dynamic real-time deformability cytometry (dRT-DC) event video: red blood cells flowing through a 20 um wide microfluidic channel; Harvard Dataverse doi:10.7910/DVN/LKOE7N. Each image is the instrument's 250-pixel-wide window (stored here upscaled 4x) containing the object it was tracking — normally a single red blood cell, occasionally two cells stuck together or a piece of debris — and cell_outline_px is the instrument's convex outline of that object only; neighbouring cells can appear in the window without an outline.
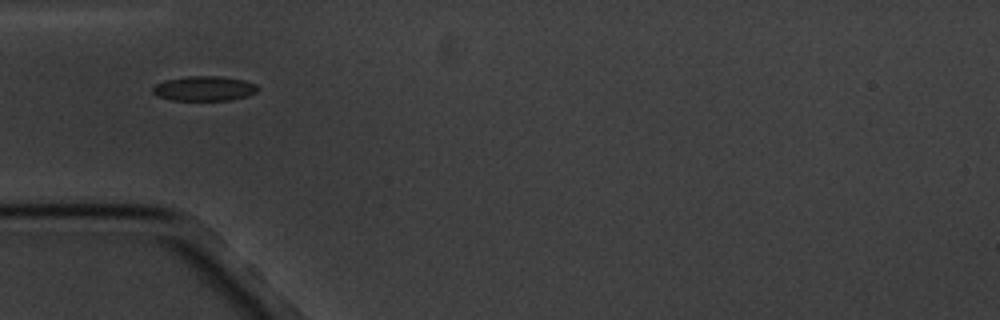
{"species": "common noctule bat (a hibernating species)", "species_latin": "Nyctalus noctula", "temperature_condition": "cold", "stored_images_in_passage": 6, "camera_frame_rate_fps": 3000, "um_per_image_px": 0.085, "animal": {"sex": "male", "body_mass_g": 20.1, "forearm_length_mm": 53.5}, "frame": {"image": 1, "passage_image": 3, "time_ms": 3.0, "image_size_px": [1000, 320], "cell_outline_px": [[260, 88], [256, 92], [248, 96], [232, 100], [172, 100], [156, 96], [152, 92], [152, 88], [156, 84], [164, 80], [188, 76], [224, 76], [244, 80], [256, 84]], "centroid_in_image_um": [17.37, 7.52], "position_along_channel_um": 67.6, "area_um2": 15.37}}
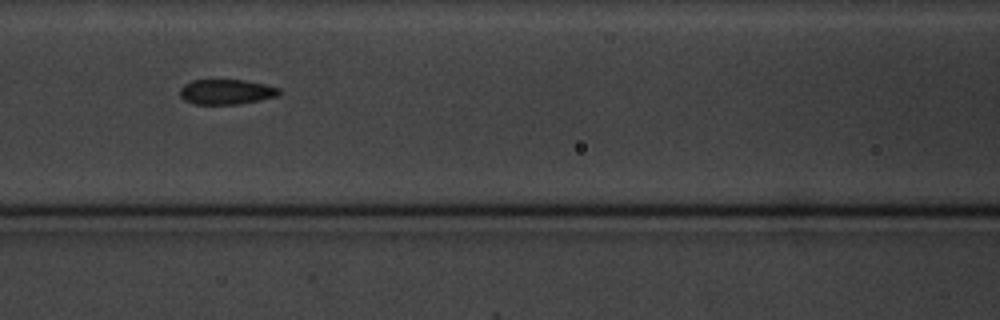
{"frame": {"image": 2, "passage_image": 5, "time_ms": 5.333, "image_size_px": [1000, 320], "cell_outline_px": [[280, 92], [276, 96], [260, 100], [236, 104], [192, 104], [184, 100], [180, 96], [180, 88], [184, 84], [192, 80], [244, 80], [264, 84], [280, 88]], "centroid_in_image_um": [19.2, 7.8], "position_along_channel_um": 147.4, "area_um2": 14.45}}
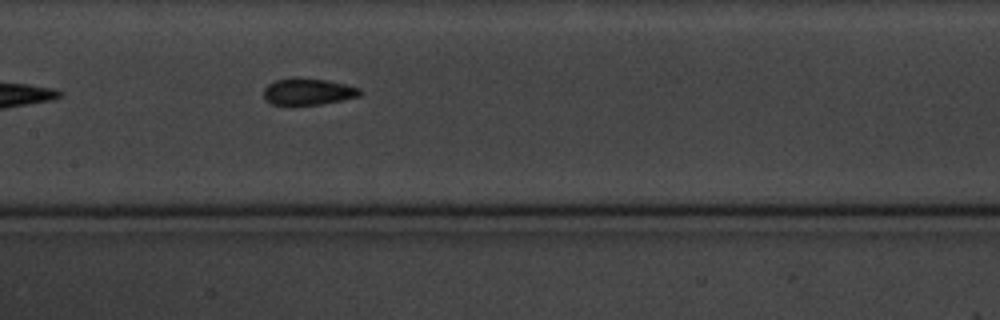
{"frame": {"image": 3, "passage_image": 6, "time_ms": 6.333, "image_size_px": [1000, 320], "cell_outline_px": [[360, 96], [320, 104], [292, 108], [272, 104], [264, 100], [264, 88], [268, 84], [276, 80], [292, 76], [296, 76], [328, 80], [360, 88]], "centroid_in_image_um": [26.09, 7.81], "position_along_channel_um": 181.3, "area_um2": 15.66}}